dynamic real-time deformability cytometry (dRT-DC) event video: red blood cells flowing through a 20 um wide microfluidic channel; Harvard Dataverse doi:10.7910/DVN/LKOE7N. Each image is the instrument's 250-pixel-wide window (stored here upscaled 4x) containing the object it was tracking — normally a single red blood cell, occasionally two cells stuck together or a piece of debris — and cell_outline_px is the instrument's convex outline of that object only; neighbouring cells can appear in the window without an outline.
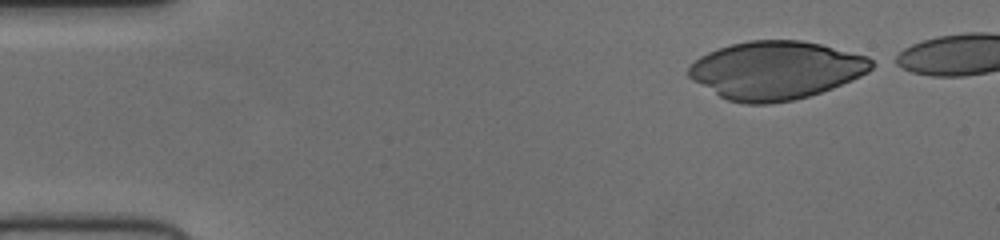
{"species": "human", "species_latin": "Homo sapiens", "temperature_condition": "cold", "stored_images_in_passage": 41, "camera_frame_rate_fps": 3000, "um_per_image_px": 0.085, "donor": {"sex": "female"}, "frame": {"image": 1, "passage_image": 1, "time_ms": 0.0, "image_size_px": [1000, 240], "cell_outline_px": [[872, 68], [868, 72], [852, 80], [832, 88], [808, 96], [792, 100], [768, 104], [744, 104], [728, 100], [720, 96], [692, 80], [688, 76], [688, 68], [700, 56], [716, 48], [748, 40], [800, 40], [820, 44], [868, 56], [872, 60]], "centroid_in_image_um": [65.93, 5.97], "position_along_channel_um": 19.1, "area_um2": 61.79}}